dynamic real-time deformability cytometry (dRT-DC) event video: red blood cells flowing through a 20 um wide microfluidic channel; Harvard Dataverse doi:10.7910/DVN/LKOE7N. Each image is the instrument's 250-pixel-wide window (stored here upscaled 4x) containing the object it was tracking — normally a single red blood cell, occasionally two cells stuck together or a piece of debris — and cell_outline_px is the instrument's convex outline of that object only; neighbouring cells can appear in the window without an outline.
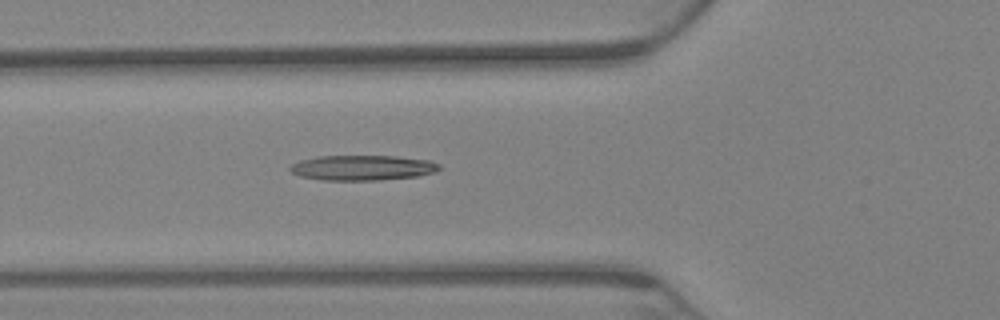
{"species": "Egyptian fruit bat (a non-hibernating species)", "species_latin": "Rousettus aegyptiacus", "temperature_condition": "warm", "stored_images_in_passage": 70, "camera_frame_rate_fps": 3000, "um_per_image_px": 0.085, "animal": {"sex": "female"}, "frame": {"image": 1, "passage_image": 26, "time_ms": 8.333, "image_size_px": [1000, 320], "cell_outline_px": [[440, 168], [436, 172], [420, 176], [380, 180], [320, 180], [300, 176], [292, 172], [288, 168], [292, 164], [300, 160], [316, 156], [396, 156], [428, 160], [440, 164]], "centroid_in_image_um": [30.82, 14.26], "position_along_channel_um": 95.0, "area_um2": 22.02}}
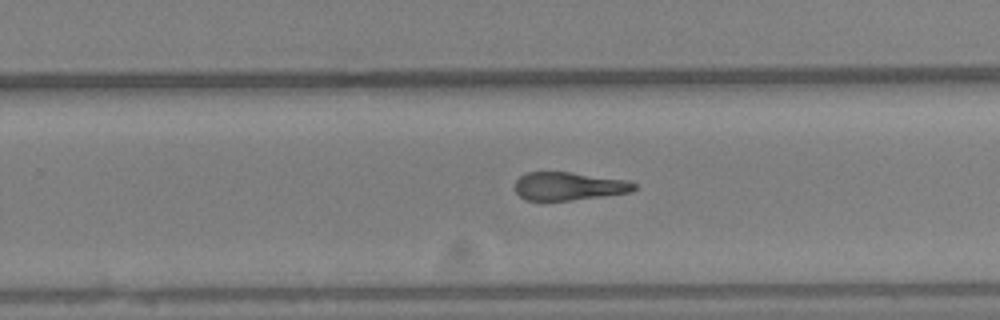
{"frame": {"image": 2, "passage_image": 45, "time_ms": 14.667, "image_size_px": [1000, 320], "cell_outline_px": [[636, 188], [632, 192], [568, 200], [524, 200], [516, 192], [516, 180], [520, 176], [528, 172], [568, 172], [628, 180], [636, 184]], "centroid_in_image_um": [48.35, 15.82], "position_along_channel_um": 281.5, "area_um2": 19.31}}
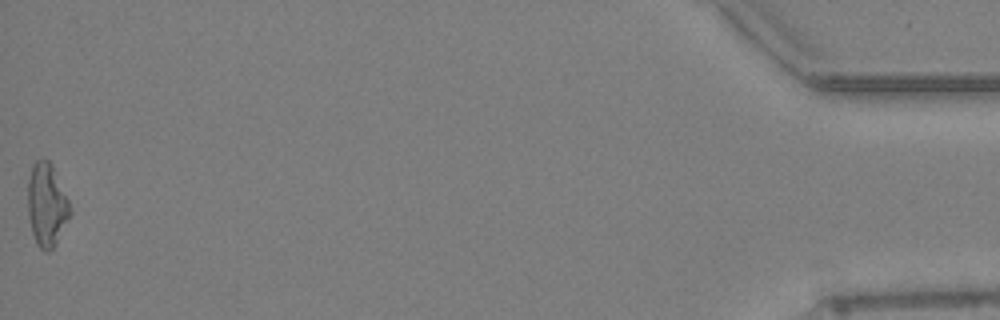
{"frame": {"image": 3, "passage_image": 70, "time_ms": 23.0, "image_size_px": [1000, 320], "cell_outline_px": [[72, 212], [52, 248], [48, 252], [44, 252], [36, 244], [32, 232], [28, 216], [28, 180], [32, 164], [36, 160], [48, 160], [52, 164], [68, 200]], "centroid_in_image_um": [3.95, 17.4], "position_along_channel_um": 431.2, "area_um2": 20.23}, "authors_computed_cell_mechanics": {"area_um2": 21.0681, "velocity_mm_per_s": 2.9591, "shape_relaxation_time_tau1_ms": null, "shape_relaxation_time_tau2_ms": 6.1506, "deformation_change_tau1": null, "deformation_change_tau2": 0.1574}}